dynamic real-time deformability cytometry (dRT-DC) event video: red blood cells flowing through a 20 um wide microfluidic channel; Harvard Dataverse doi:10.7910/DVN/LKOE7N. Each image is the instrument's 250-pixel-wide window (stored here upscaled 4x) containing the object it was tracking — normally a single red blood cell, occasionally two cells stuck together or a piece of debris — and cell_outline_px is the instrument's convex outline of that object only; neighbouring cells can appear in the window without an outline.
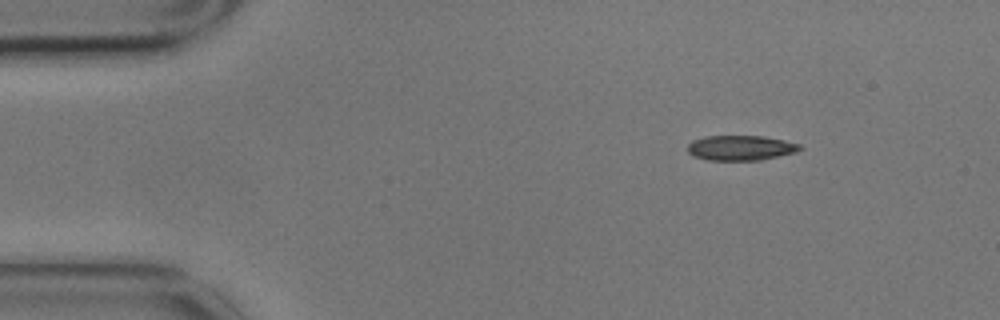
{"species": "common noctule bat (a hibernating species)", "species_latin": "Nyctalus noctula", "temperature_condition": "cold", "stored_images_in_passage": 3, "camera_frame_rate_fps": 3000, "um_per_image_px": 0.085, "animal": {"sex": "male", "body_mass_g": 17.9}, "frame": {"image": 1, "passage_image": 1, "time_ms": 0.0, "image_size_px": [1000, 320], "cell_outline_px": [[804, 148], [796, 152], [760, 160], [708, 160], [692, 156], [688, 152], [688, 144], [692, 140], [704, 136], [764, 136], [784, 140], [800, 144]], "centroid_in_image_um": [62.95, 12.56], "position_along_channel_um": 22.1, "area_um2": 16.47}}